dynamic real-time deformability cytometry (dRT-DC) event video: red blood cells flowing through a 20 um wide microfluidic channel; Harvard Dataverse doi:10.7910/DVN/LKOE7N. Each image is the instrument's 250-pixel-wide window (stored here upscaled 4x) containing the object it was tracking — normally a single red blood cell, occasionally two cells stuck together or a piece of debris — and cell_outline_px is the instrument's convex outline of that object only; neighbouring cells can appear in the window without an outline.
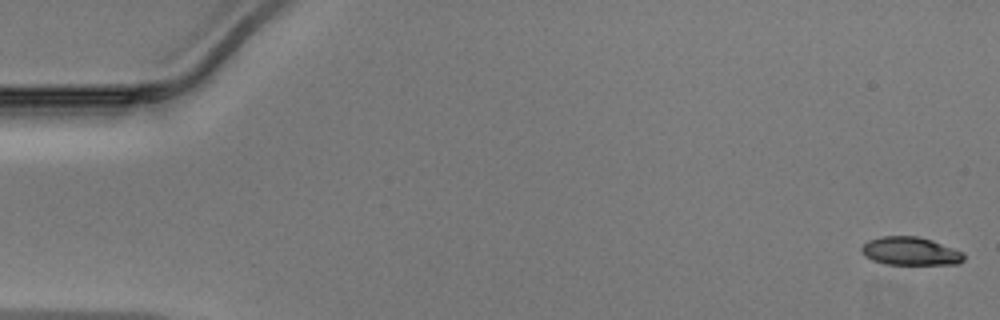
{"species": "Egyptian fruit bat (a non-hibernating species)", "species_latin": "Rousettus aegyptiacus", "temperature_condition": "warm", "stored_images_in_passage": 2, "camera_frame_rate_fps": 3000, "um_per_image_px": 0.085, "animal": {"sex": "male"}, "frame": {"image": 1, "passage_image": 1, "time_ms": 0.0, "image_size_px": [1000, 320], "cell_outline_px": [[964, 260], [960, 264], [884, 264], [872, 260], [864, 256], [860, 248], [868, 240], [880, 236], [916, 236], [932, 240], [964, 252]], "centroid_in_image_um": [77.38, 21.35], "position_along_channel_um": 7.6, "area_um2": 16.94}}